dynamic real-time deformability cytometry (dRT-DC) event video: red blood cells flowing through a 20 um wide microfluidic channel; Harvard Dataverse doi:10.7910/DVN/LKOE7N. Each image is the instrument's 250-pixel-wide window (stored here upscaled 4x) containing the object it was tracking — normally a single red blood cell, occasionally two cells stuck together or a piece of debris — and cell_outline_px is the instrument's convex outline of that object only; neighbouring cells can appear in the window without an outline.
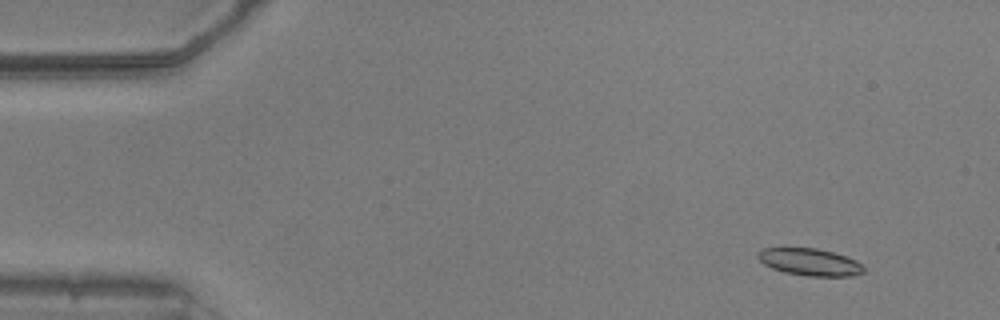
{"species": "common noctule bat (a hibernating species)", "species_latin": "Nyctalus noctula", "temperature_condition": "warm", "stored_images_in_passage": 53, "camera_frame_rate_fps": 3000, "um_per_image_px": 0.085, "animal": {"sex": "male", "body_mass_g": 20.5, "forearm_length_mm": 52.5}, "frame": {"image": 1, "passage_image": 5, "time_ms": 1.333, "image_size_px": [1000, 320], "cell_outline_px": [[864, 272], [852, 276], [808, 276], [784, 272], [772, 268], [764, 264], [756, 256], [756, 252], [764, 248], [816, 248], [832, 252], [856, 260], [864, 268]], "centroid_in_image_um": [68.8, 22.27], "position_along_channel_um": 16.2, "area_um2": 16.65}}
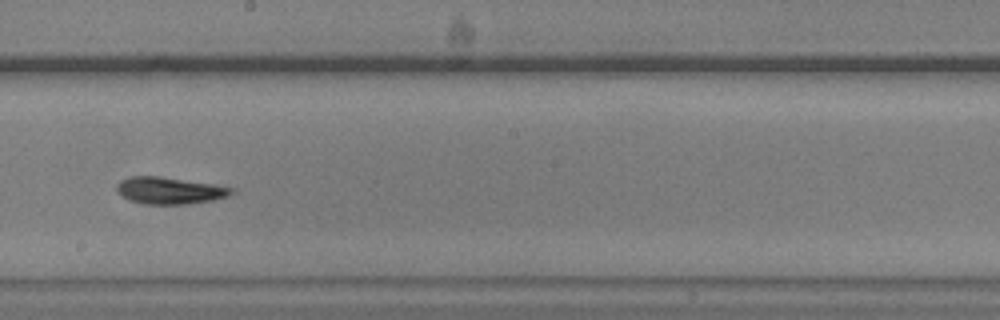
{"frame": {"image": 2, "passage_image": 30, "time_ms": 9.667, "image_size_px": [1000, 320], "cell_outline_px": [[236, 192], [228, 196], [212, 200], [188, 204], [144, 204], [128, 200], [116, 192], [116, 184], [120, 180], [128, 176], [160, 176], [216, 184], [236, 188]], "centroid_in_image_um": [14.42, 16.19], "position_along_channel_um": 233.8, "area_um2": 18.38}}
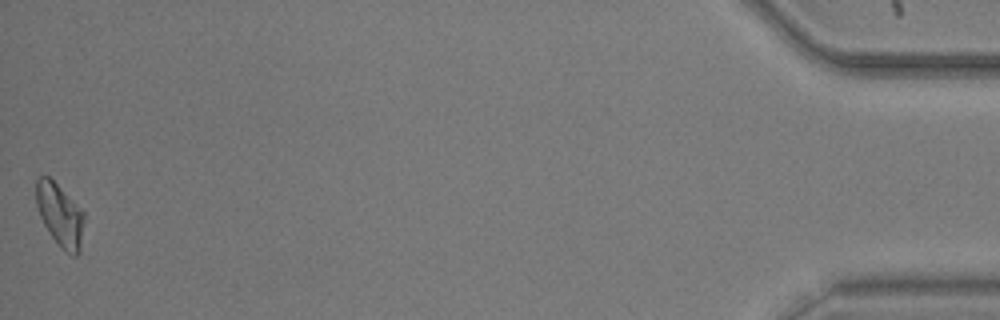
{"frame": {"image": 3, "passage_image": 53, "time_ms": 17.333, "image_size_px": [1000, 320], "cell_outline_px": [[84, 220], [80, 252], [76, 256], [72, 256], [64, 252], [60, 248], [44, 224], [40, 216], [36, 204], [36, 180], [40, 176], [48, 176], [84, 212]], "centroid_in_image_um": [5.1, 18.32], "position_along_channel_um": 430.1, "area_um2": 17.4}, "authors_computed_cell_mechanics": {"area_um2": 17.629, "velocity_mm_per_s": 3.8244, "shape_relaxation_time_tau1_ms": 1.5225, "shape_relaxation_time_tau2_ms": null, "deformation_change_tau1": 0.1098, "deformation_change_tau2": null}}